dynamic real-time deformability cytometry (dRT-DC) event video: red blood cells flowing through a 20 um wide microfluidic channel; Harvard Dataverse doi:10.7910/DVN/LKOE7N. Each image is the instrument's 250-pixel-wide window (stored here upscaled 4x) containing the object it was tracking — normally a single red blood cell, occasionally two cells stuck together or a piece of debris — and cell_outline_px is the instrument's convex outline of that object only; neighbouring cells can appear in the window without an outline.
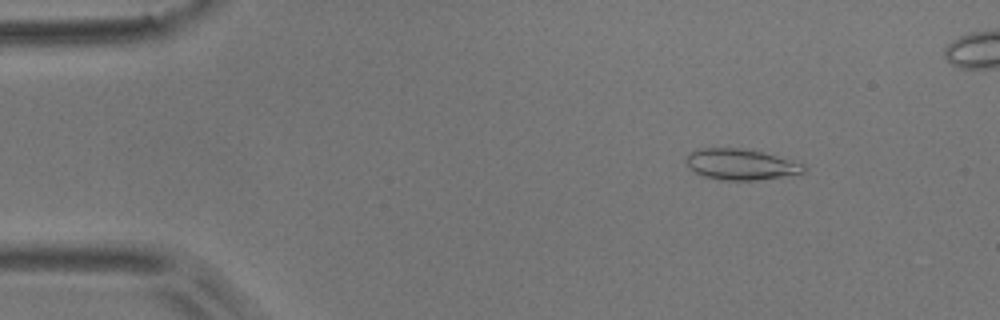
{"species": "common noctule bat (a hibernating species)", "species_latin": "Nyctalus noctula", "temperature_condition": "room temperature", "stored_images_in_passage": 5, "camera_frame_rate_fps": 3000, "um_per_image_px": 0.085, "animal": {"sex": "male", "body_mass_g": 17.9}, "frame": {"image": 1, "passage_image": 2, "time_ms": 0.333, "image_size_px": [1000, 320], "cell_outline_px": [[804, 172], [756, 180], [720, 180], [704, 176], [688, 168], [684, 160], [688, 152], [700, 148], [748, 148], [804, 164]], "centroid_in_image_um": [62.87, 13.95], "position_along_channel_um": 22.1, "area_um2": 21.1}}